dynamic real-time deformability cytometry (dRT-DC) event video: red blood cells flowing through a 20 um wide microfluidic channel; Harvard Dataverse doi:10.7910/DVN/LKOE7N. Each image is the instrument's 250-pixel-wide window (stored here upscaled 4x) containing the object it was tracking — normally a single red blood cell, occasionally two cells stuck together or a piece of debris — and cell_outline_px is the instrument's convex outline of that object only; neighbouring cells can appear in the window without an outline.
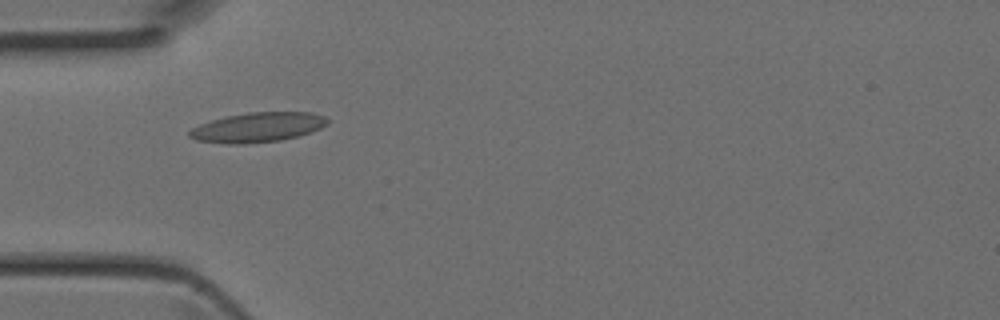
{"species": "Egyptian fruit bat (a non-hibernating species)", "species_latin": "Rousettus aegyptiacus", "temperature_condition": "room temperature", "stored_images_in_passage": 4, "camera_frame_rate_fps": 3000, "um_per_image_px": 0.085, "animal": {"sex": "female"}, "frame": {"image": 1, "passage_image": 1, "time_ms": 0.0, "image_size_px": [1000, 320], "cell_outline_px": [[328, 124], [312, 132], [300, 136], [280, 140], [244, 144], [228, 144], [196, 140], [188, 136], [188, 132], [192, 128], [200, 124], [224, 116], [248, 112], [312, 112], [324, 116], [328, 120]], "centroid_in_image_um": [21.91, 10.82], "position_along_channel_um": 63.1, "area_um2": 24.04}}
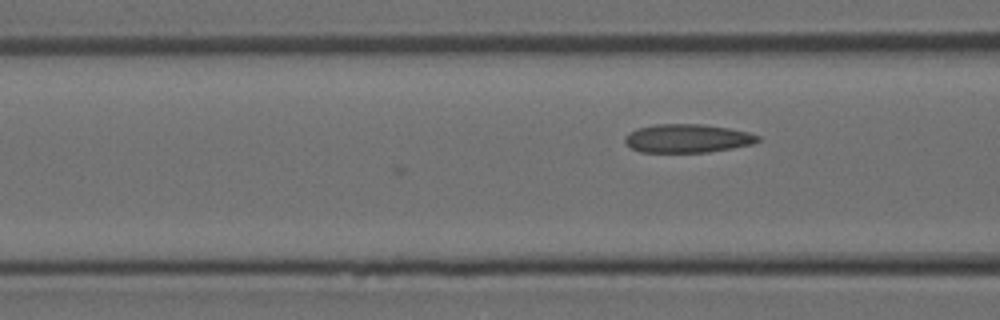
{"frame": {"image": 2, "passage_image": 4, "time_ms": 1.0, "image_size_px": [1000, 320], "cell_outline_px": [[760, 140], [752, 144], [732, 148], [708, 152], [640, 152], [624, 144], [624, 136], [628, 132], [636, 128], [656, 124], [700, 124], [728, 128], [748, 132], [760, 136]], "centroid_in_image_um": [58.38, 11.76], "position_along_channel_um": 108.2, "area_um2": 22.2}}